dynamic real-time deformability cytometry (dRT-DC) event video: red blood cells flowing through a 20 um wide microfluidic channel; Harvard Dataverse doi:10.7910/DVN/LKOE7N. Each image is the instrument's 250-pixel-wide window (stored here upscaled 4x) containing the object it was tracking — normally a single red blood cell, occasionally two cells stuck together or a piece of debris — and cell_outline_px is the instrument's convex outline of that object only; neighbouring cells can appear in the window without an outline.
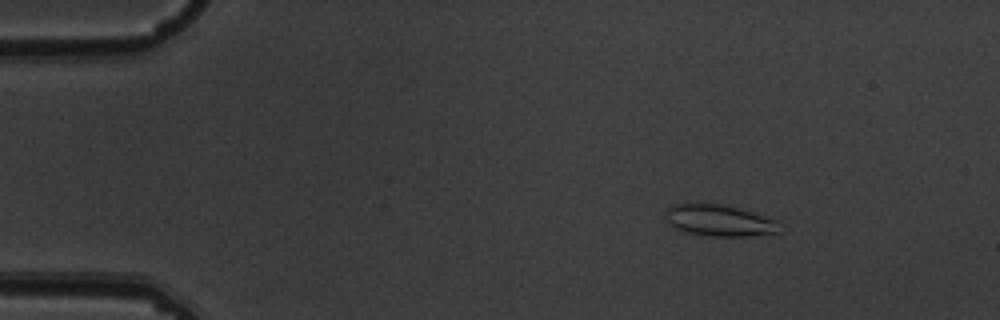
{"species": "common noctule bat (a hibernating species)", "species_latin": "Nyctalus noctula", "temperature_condition": "warm", "stored_images_in_passage": 6, "camera_frame_rate_fps": 3000, "um_per_image_px": 0.085, "animal": {"sex": "male", "body_mass_g": 19.5, "forearm_length_mm": 54.6}, "frame": {"image": 1, "passage_image": 3, "time_ms": 0.667, "image_size_px": [1000, 320], "cell_outline_px": [[776, 232], [748, 236], [712, 236], [688, 232], [676, 228], [668, 224], [664, 216], [664, 212], [668, 208], [676, 204], [724, 204], [776, 220]], "centroid_in_image_um": [61.04, 18.73], "position_along_channel_um": 24.0, "area_um2": 20.29}}
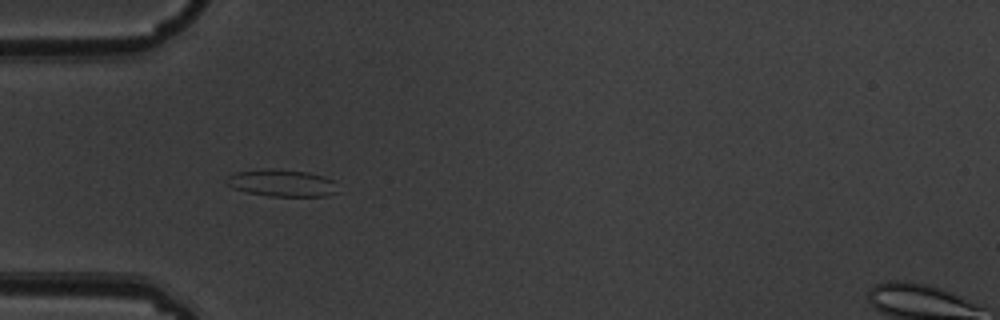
{"frame": {"image": 2, "passage_image": 5, "time_ms": 1.333, "image_size_px": [1000, 320], "cell_outline_px": [[336, 192], [328, 196], [268, 196], [248, 192], [232, 188], [224, 180], [228, 176], [236, 172], [268, 168], [308, 172], [324, 176], [332, 180]], "centroid_in_image_um": [23.92, 15.55], "position_along_channel_um": 61.1, "area_um2": 17.4}}
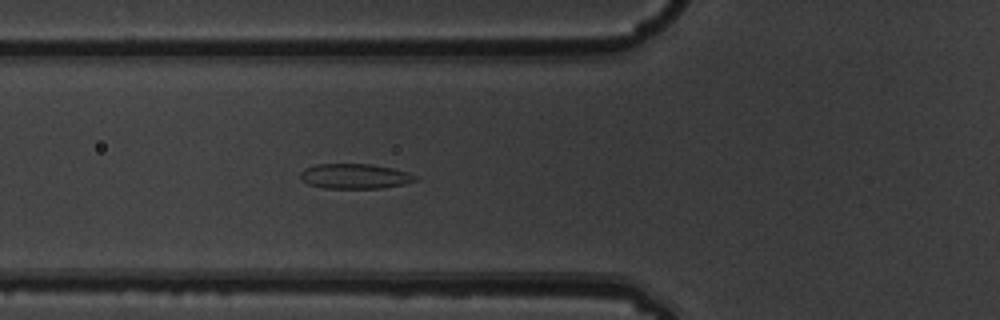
{"frame": {"image": 3, "passage_image": 6, "time_ms": 1.667, "image_size_px": [1000, 320], "cell_outline_px": [[420, 180], [404, 184], [380, 188], [324, 188], [308, 184], [300, 180], [300, 172], [304, 168], [316, 164], [372, 164], [392, 168], [408, 172], [420, 176]], "centroid_in_image_um": [30.19, 14.98], "position_along_channel_um": 95.6, "area_um2": 16.99}}